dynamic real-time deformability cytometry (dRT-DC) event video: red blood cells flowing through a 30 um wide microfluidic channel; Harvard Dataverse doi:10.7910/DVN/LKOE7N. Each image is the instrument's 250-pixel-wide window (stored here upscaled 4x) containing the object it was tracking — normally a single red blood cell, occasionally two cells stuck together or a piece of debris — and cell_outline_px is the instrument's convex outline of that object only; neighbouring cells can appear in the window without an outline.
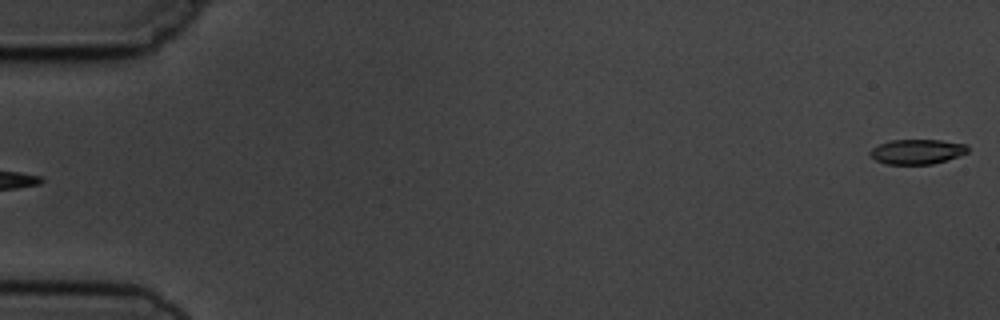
{"species": "common noctule bat (a hibernating species)", "species_latin": "Nyctalus noctula", "temperature_condition": "cold", "stored_images_in_passage": 5, "segment_of_instrument_passage": [2, 2], "camera_frame_rate_fps": 3000, "um_per_image_px": 0.085, "animal": {"sex": "male", "body_mass_g": 19.5, "forearm_length_mm": 54.6}, "frame": {"image": 1, "passage_image": 5, "time_ms": 5.333, "image_size_px": [1000, 320], "cell_outline_px": [[968, 152], [932, 164], [884, 164], [876, 160], [868, 152], [872, 148], [880, 144], [892, 140], [940, 140], [968, 144]], "centroid_in_image_um": [77.94, 12.88], "position_along_channel_um": 7.1, "area_um2": 13.99}}